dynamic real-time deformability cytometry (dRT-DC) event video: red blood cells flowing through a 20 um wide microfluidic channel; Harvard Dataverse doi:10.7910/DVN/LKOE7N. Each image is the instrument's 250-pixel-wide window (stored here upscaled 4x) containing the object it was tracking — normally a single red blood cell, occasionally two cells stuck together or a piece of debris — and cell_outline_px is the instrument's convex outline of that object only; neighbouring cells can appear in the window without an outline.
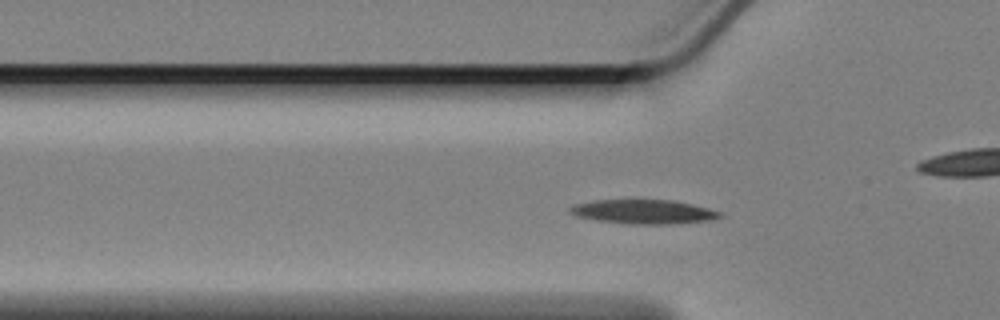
{"species": "Egyptian fruit bat (a non-hibernating species)", "species_latin": "Rousettus aegyptiacus", "temperature_condition": "cold", "stored_images_in_passage": 57, "camera_frame_rate_fps": 3000, "um_per_image_px": 0.085, "animal": {"sex": "female"}, "frame": {"image": 1, "passage_image": 15, "time_ms": 4.667, "image_size_px": [1000, 320], "cell_outline_px": [[724, 216], [712, 220], [672, 224], [628, 224], [596, 220], [576, 216], [568, 212], [568, 208], [576, 204], [592, 200], [672, 200], [692, 204], [708, 208], [720, 212]], "centroid_in_image_um": [54.7, 18.0], "position_along_channel_um": 71.1, "area_um2": 21.21}}
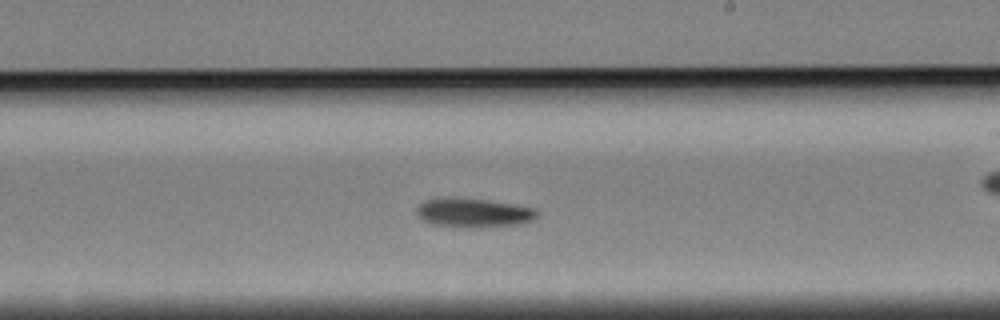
{"frame": {"image": 2, "passage_image": 31, "time_ms": 10.0, "image_size_px": [1000, 320], "cell_outline_px": [[540, 212], [532, 220], [520, 224], [468, 228], [456, 228], [432, 224], [424, 220], [416, 212], [416, 208], [424, 200], [488, 200], [536, 208]], "centroid_in_image_um": [40.31, 18.13], "position_along_channel_um": 248.7, "area_um2": 19.83}}
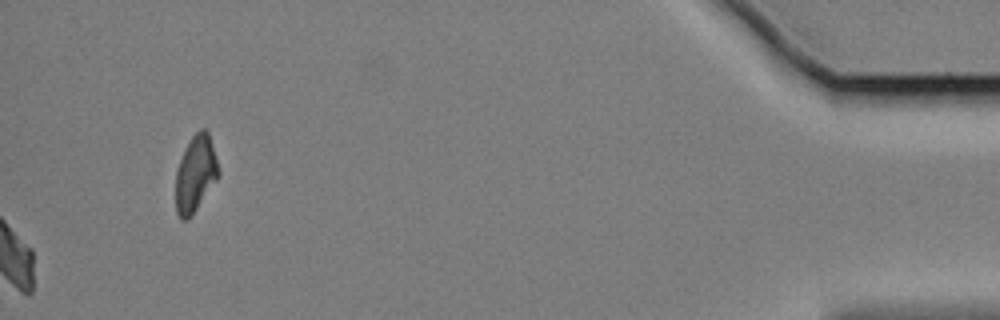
{"frame": {"image": 3, "passage_image": 57, "time_ms": 18.667, "image_size_px": [1000, 320], "cell_outline_px": [[220, 172], [216, 180], [192, 216], [188, 220], [180, 220], [176, 212], [176, 172], [180, 160], [192, 136], [200, 128], [204, 128], [208, 132]], "centroid_in_image_um": [16.61, 14.81], "position_along_channel_um": 418.6, "area_um2": 18.79}, "authors_computed_cell_mechanics": {"area_um2": 19.8254, "velocity_mm_per_s": 3.3224, "shape_relaxation_time_tau1_ms": 4.7235, "shape_relaxation_time_tau2_ms": null, "deformation_change_tau1": 0.1337, "deformation_change_tau2": null}}